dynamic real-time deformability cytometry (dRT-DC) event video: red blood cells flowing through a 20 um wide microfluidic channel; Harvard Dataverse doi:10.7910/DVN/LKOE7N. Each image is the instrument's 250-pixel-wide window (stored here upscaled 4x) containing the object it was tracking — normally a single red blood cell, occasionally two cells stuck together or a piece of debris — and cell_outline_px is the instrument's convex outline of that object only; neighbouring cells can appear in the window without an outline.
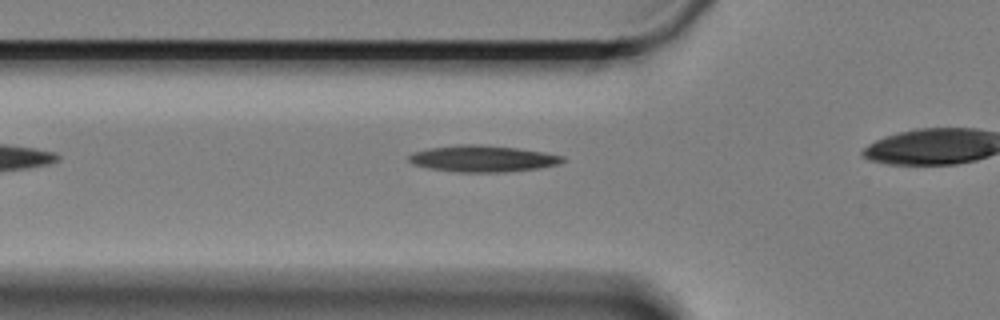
{"species": "Egyptian fruit bat (a non-hibernating species)", "species_latin": "Rousettus aegyptiacus", "temperature_condition": "cold", "stored_images_in_passage": 18, "camera_frame_rate_fps": 3000, "um_per_image_px": 0.085, "animal": {"sex": "female"}, "frame": {"image": 1, "passage_image": 2, "time_ms": 0.333, "image_size_px": [1000, 320], "cell_outline_px": [[564, 160], [560, 164], [540, 168], [504, 172], [460, 172], [432, 168], [412, 164], [408, 160], [408, 156], [412, 152], [428, 148], [460, 144], [480, 144], [516, 148], [544, 152], [564, 156]], "centroid_in_image_um": [41.03, 13.48], "position_along_channel_um": 84.8, "area_um2": 23.7}}
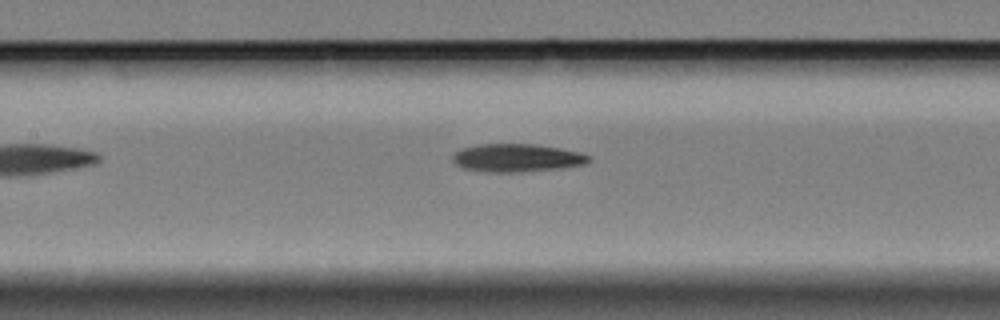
{"frame": {"image": 2, "passage_image": 9, "time_ms": 2.667, "image_size_px": [1000, 320], "cell_outline_px": [[592, 160], [584, 164], [556, 168], [520, 172], [484, 172], [460, 168], [452, 160], [452, 156], [460, 148], [480, 144], [536, 144], [560, 148], [580, 152], [592, 156]], "centroid_in_image_um": [43.91, 13.41], "position_along_channel_um": 163.5, "area_um2": 22.37}}
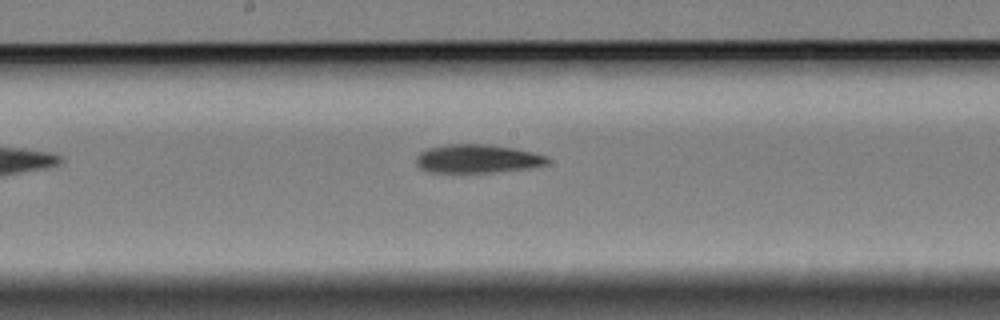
{"frame": {"image": 3, "passage_image": 13, "time_ms": 4.0, "image_size_px": [1000, 320], "cell_outline_px": [[548, 164], [528, 168], [488, 172], [428, 172], [420, 168], [416, 164], [416, 156], [420, 152], [428, 148], [448, 144], [488, 144], [516, 148], [548, 156]], "centroid_in_image_um": [40.56, 13.48], "position_along_channel_um": 207.6, "area_um2": 21.79}}